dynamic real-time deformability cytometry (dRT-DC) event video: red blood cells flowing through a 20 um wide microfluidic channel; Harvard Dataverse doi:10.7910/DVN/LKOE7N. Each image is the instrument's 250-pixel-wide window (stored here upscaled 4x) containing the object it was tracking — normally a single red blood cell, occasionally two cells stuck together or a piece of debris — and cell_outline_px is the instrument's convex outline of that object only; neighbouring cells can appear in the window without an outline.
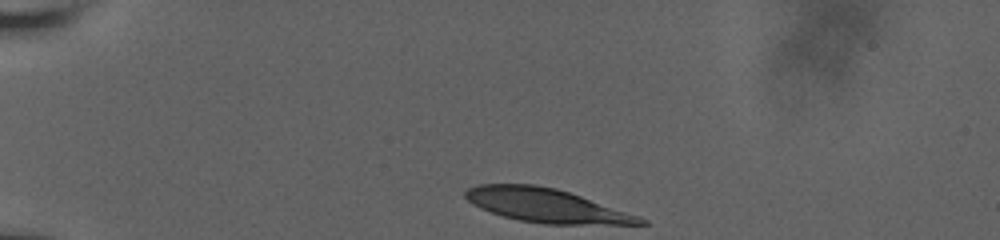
{"species": "human", "species_latin": "Homo sapiens", "temperature_condition": "room temperature", "stored_images_in_passage": 38, "camera_frame_rate_fps": 3000, "um_per_image_px": 0.085, "donor": {"sex": "male"}, "frame": {"image": 1, "passage_image": 1, "time_ms": 0.0, "image_size_px": [1000, 240], "cell_outline_px": [[648, 224], [544, 224], [520, 220], [504, 216], [480, 208], [472, 204], [464, 196], [464, 192], [468, 188], [480, 184], [536, 184], [556, 188], [640, 216], [648, 220]], "centroid_in_image_um": [46.42, 17.46], "position_along_channel_um": 38.6, "area_um2": 34.1}}
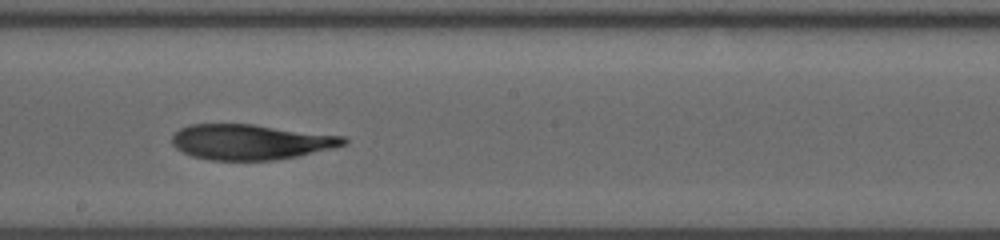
{"frame": {"image": 2, "passage_image": 21, "time_ms": 6.667, "image_size_px": [1000, 240], "cell_outline_px": [[348, 144], [332, 148], [296, 156], [272, 160], [208, 160], [192, 156], [176, 148], [172, 144], [172, 136], [180, 128], [192, 124], [252, 124], [348, 136]], "centroid_in_image_um": [21.34, 12.06], "position_along_channel_um": 226.9, "area_um2": 35.37}}
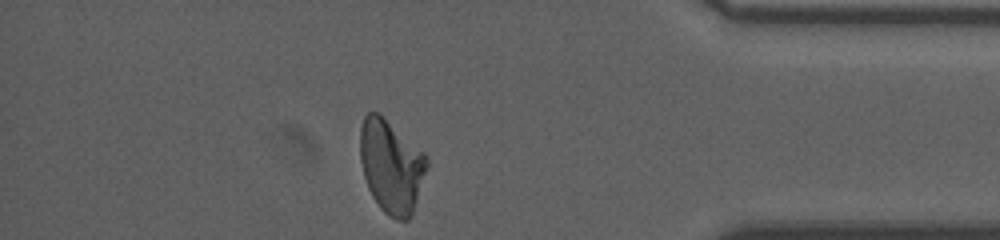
{"frame": {"image": 3, "passage_image": 37, "time_ms": 12.0, "image_size_px": [1000, 240], "cell_outline_px": [[428, 168], [412, 216], [408, 220], [396, 220], [388, 216], [380, 208], [372, 196], [368, 188], [364, 176], [360, 160], [360, 128], [364, 116], [368, 112], [380, 112], [424, 152], [428, 156]], "centroid_in_image_um": [33.27, 14.12], "position_along_channel_um": 401.9, "area_um2": 36.82}, "authors_computed_cell_mechanics": {"area_um2": 35.9516, "velocity_mm_per_s": 3.7832, "shape_relaxation_time_tau1_ms": null, "shape_relaxation_time_tau2_ms": 4.9176, "deformation_change_tau1": null, "deformation_change_tau2": 0.1276}}